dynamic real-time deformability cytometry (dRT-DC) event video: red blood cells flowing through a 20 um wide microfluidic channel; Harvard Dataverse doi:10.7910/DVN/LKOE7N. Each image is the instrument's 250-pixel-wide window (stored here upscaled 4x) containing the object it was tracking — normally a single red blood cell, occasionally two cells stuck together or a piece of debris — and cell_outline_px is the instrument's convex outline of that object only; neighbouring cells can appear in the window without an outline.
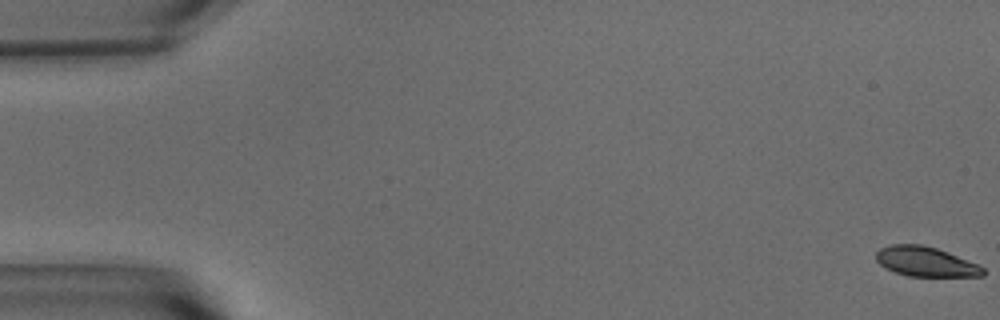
{"species": "common noctule bat (a hibernating species)", "species_latin": "Nyctalus noctula", "temperature_condition": "warm", "stored_images_in_passage": 56, "camera_frame_rate_fps": 3000, "um_per_image_px": 0.085, "animal": {"sex": "male", "body_mass_g": 15.6}, "frame": {"image": 1, "passage_image": 1, "time_ms": 0.0, "image_size_px": [1000, 320], "cell_outline_px": [[984, 276], [908, 276], [884, 268], [876, 260], [876, 252], [880, 248], [888, 244], [920, 244], [936, 248], [948, 252], [980, 264], [984, 268]], "centroid_in_image_um": [78.68, 22.23], "position_along_channel_um": 6.3, "area_um2": 18.67}}
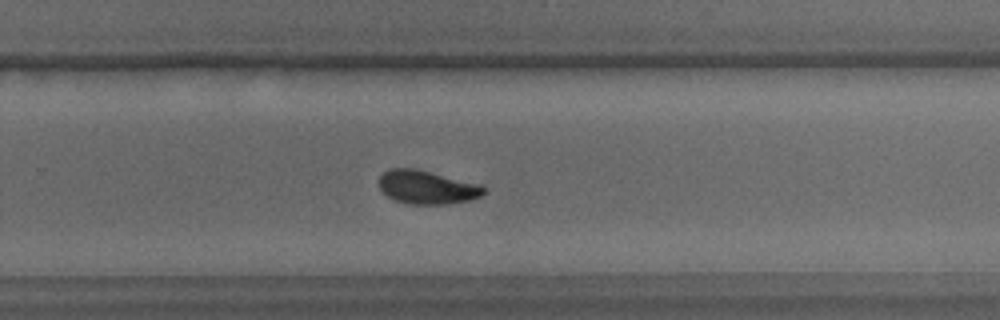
{"frame": {"image": 2, "passage_image": 37, "time_ms": 12.0, "image_size_px": [1000, 320], "cell_outline_px": [[484, 192], [480, 196], [468, 200], [448, 204], [408, 204], [396, 200], [388, 196], [380, 188], [380, 176], [388, 168], [416, 168], [484, 184]], "centroid_in_image_um": [36.32, 15.9], "position_along_channel_um": 293.5, "area_um2": 20.58}}
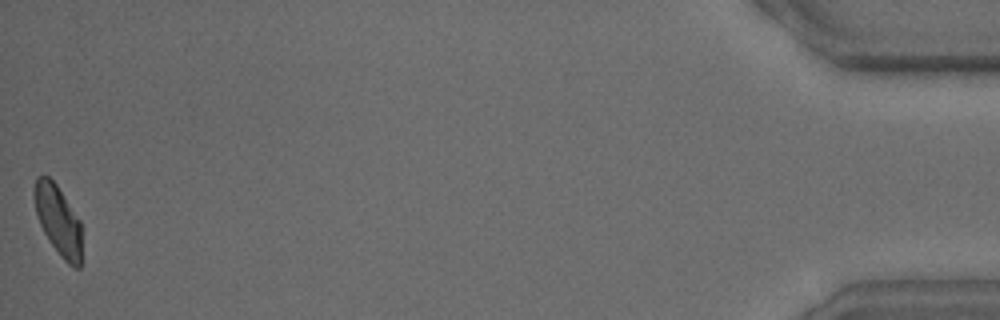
{"frame": {"image": 3, "passage_image": 56, "time_ms": 18.333, "image_size_px": [1000, 320], "cell_outline_px": [[80, 268], [72, 268], [60, 256], [44, 232], [40, 224], [36, 212], [32, 192], [32, 188], [36, 176], [48, 176], [56, 184], [80, 220]], "centroid_in_image_um": [4.91, 18.69], "position_along_channel_um": 430.3, "area_um2": 19.19}, "authors_computed_cell_mechanics": {"area_um2": 20.3745, "velocity_mm_per_s": 3.6675, "shape_relaxation_time_tau1_ms": 3.3901, "shape_relaxation_time_tau2_ms": 2.5529, "deformation_change_tau1": 0.1434, "deformation_change_tau2": 0.0672}}